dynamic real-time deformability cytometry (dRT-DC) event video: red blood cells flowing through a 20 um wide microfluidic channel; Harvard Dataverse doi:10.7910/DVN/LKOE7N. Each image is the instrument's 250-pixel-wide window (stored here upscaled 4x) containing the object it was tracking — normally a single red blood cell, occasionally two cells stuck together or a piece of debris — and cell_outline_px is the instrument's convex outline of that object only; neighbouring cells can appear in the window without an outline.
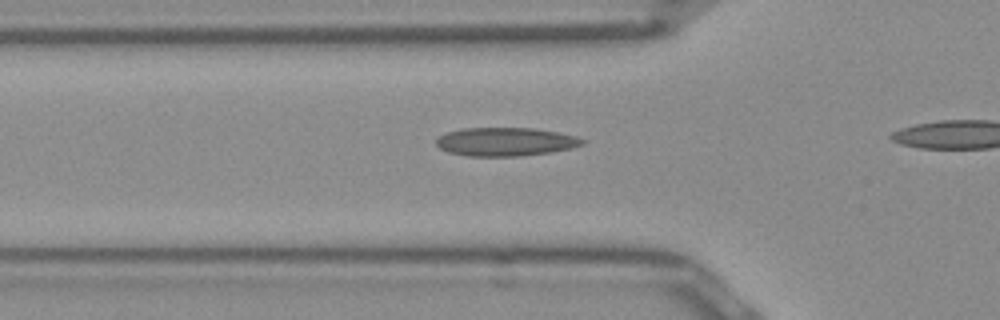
{"species": "Egyptian fruit bat (a non-hibernating species)", "species_latin": "Rousettus aegyptiacus", "temperature_condition": "room temperature", "stored_images_in_passage": 9, "camera_frame_rate_fps": 3000, "um_per_image_px": 0.085, "frame": {"image": 1, "passage_image": 4, "time_ms": 1.0, "image_size_px": [1000, 320], "cell_outline_px": [[584, 144], [572, 148], [548, 152], [520, 156], [468, 156], [448, 152], [440, 148], [436, 144], [436, 140], [440, 136], [448, 132], [464, 128], [532, 128], [556, 132], [576, 136], [584, 140]], "centroid_in_image_um": [42.96, 12.05], "position_along_channel_um": 82.8, "area_um2": 24.04}}
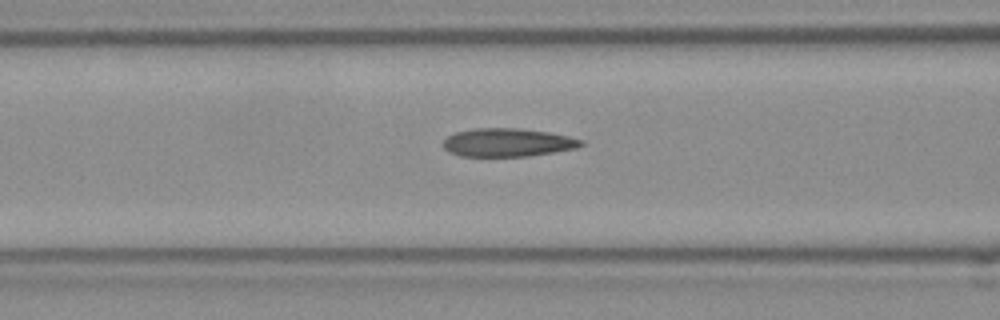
{"frame": {"image": 2, "passage_image": 7, "time_ms": 2.0, "image_size_px": [1000, 320], "cell_outline_px": [[584, 144], [576, 148], [528, 156], [460, 156], [448, 152], [444, 148], [444, 140], [448, 136], [456, 132], [476, 128], [516, 128], [548, 132], [568, 136], [584, 140]], "centroid_in_image_um": [43.14, 12.11], "position_along_channel_um": 123.5, "area_um2": 22.6}}